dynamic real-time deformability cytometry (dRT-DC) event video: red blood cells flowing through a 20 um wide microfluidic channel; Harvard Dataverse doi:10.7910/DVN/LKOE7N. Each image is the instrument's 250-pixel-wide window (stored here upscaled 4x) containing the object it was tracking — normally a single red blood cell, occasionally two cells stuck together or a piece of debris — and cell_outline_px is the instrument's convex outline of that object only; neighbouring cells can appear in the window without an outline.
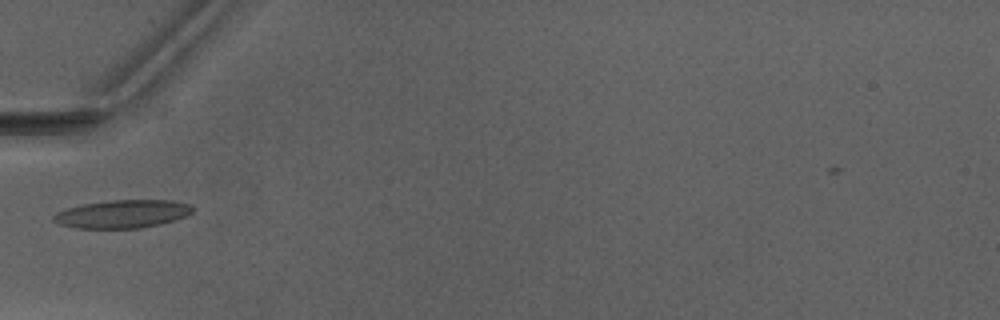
{"species": "Egyptian fruit bat (a non-hibernating species)", "species_latin": "Rousettus aegyptiacus", "temperature_condition": "warm", "stored_images_in_passage": 1, "camera_frame_rate_fps": 3000, "um_per_image_px": 0.085, "animal": {"sex": "male"}, "frame": {"image": 1, "passage_image": 1, "time_ms": 0.0, "image_size_px": [1000, 320], "cell_outline_px": [[192, 212], [176, 220], [160, 224], [140, 228], [76, 228], [60, 224], [52, 220], [52, 216], [56, 212], [64, 208], [80, 204], [108, 200], [168, 200], [188, 204], [192, 208]], "centroid_in_image_um": [10.33, 18.18], "position_along_channel_um": 74.7, "area_um2": 22.83}}